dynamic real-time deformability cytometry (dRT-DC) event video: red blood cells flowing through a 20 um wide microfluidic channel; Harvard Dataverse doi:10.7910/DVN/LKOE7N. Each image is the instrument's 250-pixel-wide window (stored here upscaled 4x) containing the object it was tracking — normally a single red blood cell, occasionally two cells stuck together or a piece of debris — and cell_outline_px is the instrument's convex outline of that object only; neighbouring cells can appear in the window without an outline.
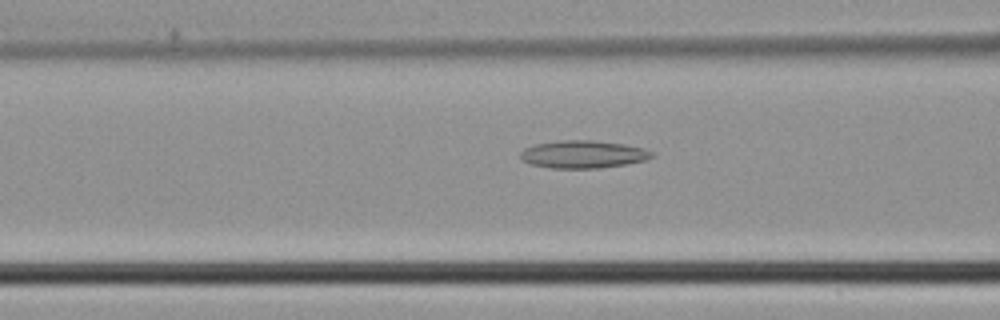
{"species": "common noctule bat (a hibernating species)", "species_latin": "Nyctalus noctula", "temperature_condition": "cold", "stored_images_in_passage": 30, "camera_frame_rate_fps": 3000, "um_per_image_px": 0.085, "animal": {"sex": "male", "body_mass_g": 21.5, "forearm_length_mm": 52.0}, "frame": {"image": 1, "passage_image": 4, "time_ms": 1.0, "image_size_px": [1000, 320], "cell_outline_px": [[656, 156], [644, 160], [628, 164], [600, 168], [552, 168], [532, 164], [524, 160], [520, 156], [520, 152], [524, 148], [536, 144], [560, 140], [592, 140], [624, 144], [644, 148], [652, 152]], "centroid_in_image_um": [49.6, 13.11], "position_along_channel_um": 117.0, "area_um2": 21.15}}
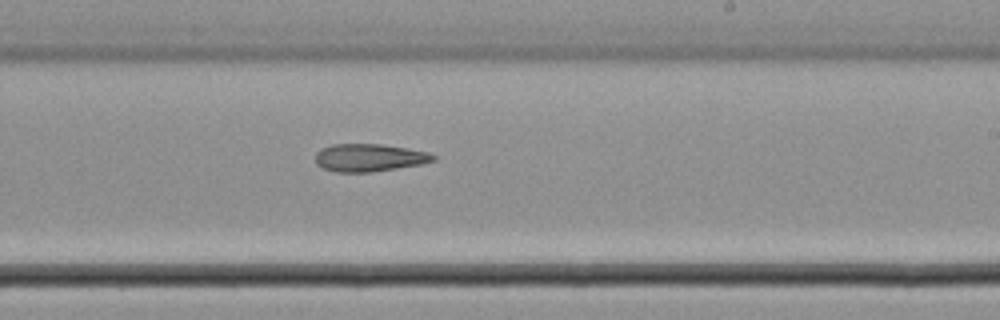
{"frame": {"image": 2, "passage_image": 13, "time_ms": 4.0, "image_size_px": [1000, 320], "cell_outline_px": [[436, 160], [420, 164], [372, 172], [336, 172], [320, 168], [316, 164], [316, 152], [320, 148], [332, 144], [380, 144], [428, 152], [436, 156]], "centroid_in_image_um": [31.33, 13.4], "position_along_channel_um": 257.7, "area_um2": 19.02}}
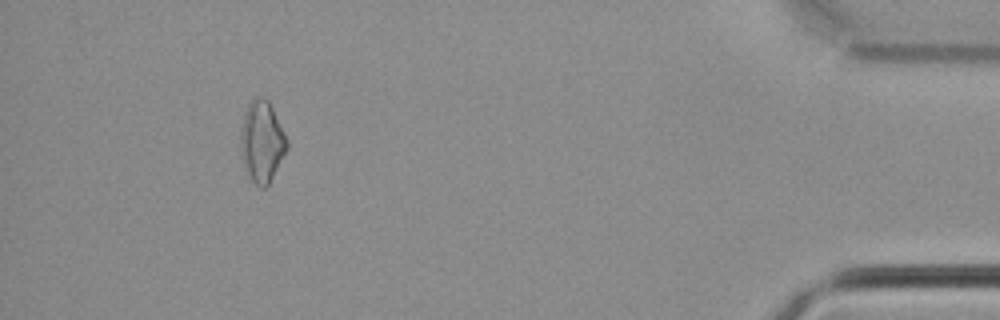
{"frame": {"image": 3, "passage_image": 27, "time_ms": 8.667, "image_size_px": [1000, 320], "cell_outline_px": [[288, 148], [268, 184], [264, 188], [260, 188], [252, 180], [244, 168], [240, 148], [240, 128], [244, 112], [248, 104], [256, 96], [264, 96], [268, 100], [288, 140]], "centroid_in_image_um": [22.24, 12.01], "position_along_channel_um": 413.0, "area_um2": 21.96}}